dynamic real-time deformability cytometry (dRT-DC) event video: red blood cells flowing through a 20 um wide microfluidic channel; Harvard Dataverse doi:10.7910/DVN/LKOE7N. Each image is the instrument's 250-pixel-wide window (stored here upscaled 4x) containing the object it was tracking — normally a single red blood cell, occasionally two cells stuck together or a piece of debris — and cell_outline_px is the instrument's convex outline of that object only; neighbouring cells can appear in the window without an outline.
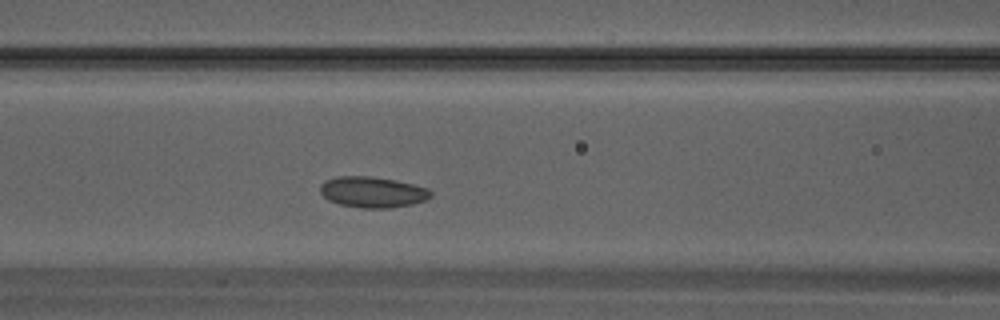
{"species": "Egyptian fruit bat (a non-hibernating species)", "species_latin": "Rousettus aegyptiacus", "temperature_condition": "warm", "stored_images_in_passage": 28, "camera_frame_rate_fps": 3000, "um_per_image_px": 0.085, "animal": {"sex": "male"}, "frame": {"image": 1, "passage_image": 9, "time_ms": 2.667, "image_size_px": [1000, 320], "cell_outline_px": [[432, 196], [424, 200], [412, 204], [388, 208], [360, 208], [340, 204], [328, 200], [320, 192], [320, 184], [324, 180], [336, 176], [368, 176], [396, 180], [428, 188], [432, 192]], "centroid_in_image_um": [31.64, 16.32], "position_along_channel_um": 135.0, "area_um2": 19.94}}
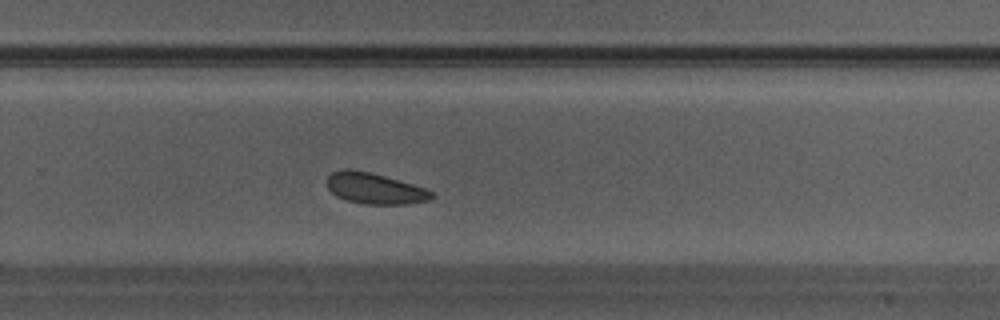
{"frame": {"image": 2, "passage_image": 17, "time_ms": 5.333, "image_size_px": [1000, 320], "cell_outline_px": [[436, 196], [432, 200], [408, 204], [364, 204], [348, 200], [336, 196], [328, 188], [328, 176], [332, 172], [344, 168], [352, 168], [372, 172], [412, 184], [424, 188], [432, 192]], "centroid_in_image_um": [31.87, 16.01], "position_along_channel_um": 297.9, "area_um2": 19.02}}
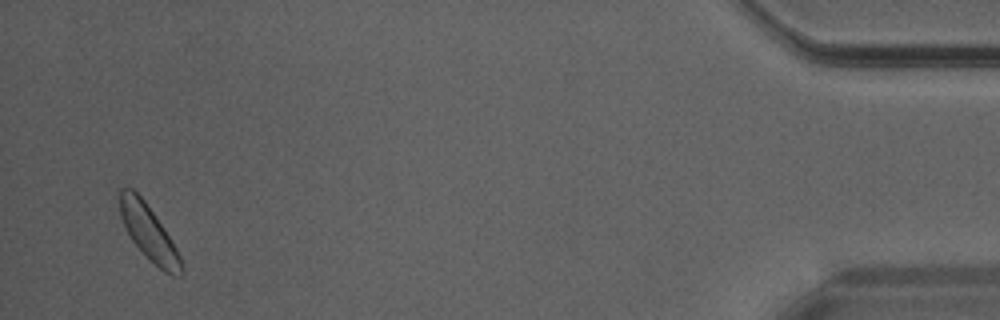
{"frame": {"image": 3, "passage_image": 27, "time_ms": 8.667, "image_size_px": [1000, 320], "cell_outline_px": [[184, 268], [180, 276], [164, 272], [132, 240], [120, 216], [120, 188], [132, 188], [144, 200], [176, 248], [180, 256]], "centroid_in_image_um": [12.64, 19.76], "position_along_channel_um": 422.6, "area_um2": 18.73}}